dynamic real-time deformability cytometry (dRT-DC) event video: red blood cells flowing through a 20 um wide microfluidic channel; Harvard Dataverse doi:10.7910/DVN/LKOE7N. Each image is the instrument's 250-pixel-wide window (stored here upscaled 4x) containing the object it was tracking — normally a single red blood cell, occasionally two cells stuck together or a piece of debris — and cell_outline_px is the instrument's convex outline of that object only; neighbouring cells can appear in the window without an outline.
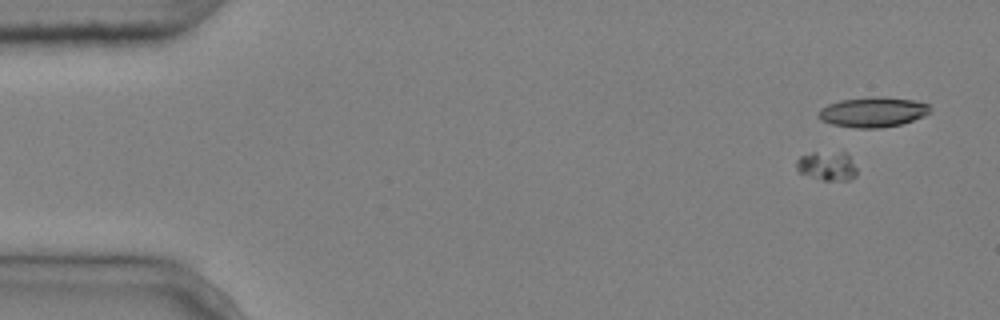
{"species": "common noctule bat (a hibernating species)", "species_latin": "Nyctalus noctula", "temperature_condition": "cold", "stored_images_in_passage": 3, "camera_frame_rate_fps": 3000, "um_per_image_px": 0.085, "animal": {"sex": "male", "body_mass_g": 20.4}, "frame": {"image": 1, "passage_image": 1, "time_ms": 0.0, "image_size_px": [1000, 320], "cell_outline_px": [[856, 176], [848, 180], [824, 180], [800, 172], [796, 168], [796, 160], [800, 156], [812, 152], [844, 152], [848, 156], [856, 168]], "centroid_in_image_um": [70.29, 14.09], "position_along_channel_um": 14.7, "area_um2": 10.06}}